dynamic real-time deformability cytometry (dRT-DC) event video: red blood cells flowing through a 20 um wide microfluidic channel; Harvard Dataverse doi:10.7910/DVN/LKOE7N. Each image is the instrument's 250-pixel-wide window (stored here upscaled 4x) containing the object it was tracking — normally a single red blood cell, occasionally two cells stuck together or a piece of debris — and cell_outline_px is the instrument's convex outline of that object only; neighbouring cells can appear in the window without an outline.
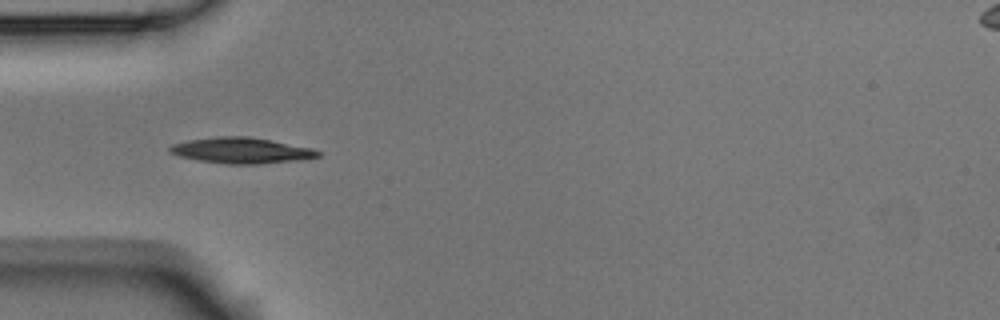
{"species": "Egyptian fruit bat (a non-hibernating species)", "species_latin": "Rousettus aegyptiacus", "temperature_condition": "room temperature", "stored_images_in_passage": 6, "camera_frame_rate_fps": 3000, "um_per_image_px": 0.085, "animal": {"sex": "male"}, "frame": {"image": 1, "passage_image": 6, "time_ms": 1.667, "image_size_px": [1000, 320], "cell_outline_px": [[320, 156], [300, 160], [260, 164], [228, 164], [200, 160], [180, 156], [168, 152], [168, 148], [172, 144], [188, 140], [216, 136], [248, 136], [312, 148], [320, 152]], "centroid_in_image_um": [20.5, 12.79], "position_along_channel_um": 64.5, "area_um2": 22.2}}